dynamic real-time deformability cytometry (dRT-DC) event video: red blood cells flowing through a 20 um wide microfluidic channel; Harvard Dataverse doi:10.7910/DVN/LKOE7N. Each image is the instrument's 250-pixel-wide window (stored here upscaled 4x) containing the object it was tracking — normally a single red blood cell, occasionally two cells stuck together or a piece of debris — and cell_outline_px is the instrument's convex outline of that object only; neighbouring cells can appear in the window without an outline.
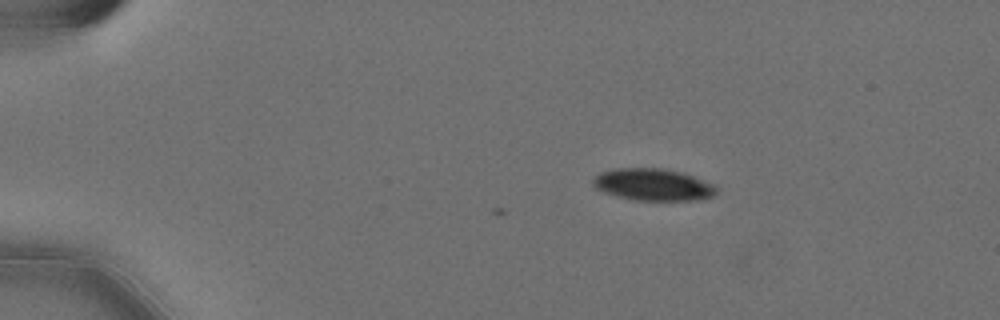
{"species": "Egyptian fruit bat (a non-hibernating species)", "species_latin": "Rousettus aegyptiacus", "temperature_condition": "cold", "stored_images_in_passage": 2, "camera_frame_rate_fps": 3000, "um_per_image_px": 0.085, "animal": {"sex": "female"}, "frame": {"image": 1, "passage_image": 2, "time_ms": 0.333, "image_size_px": [1000, 320], "cell_outline_px": [[716, 192], [712, 196], [692, 200], [632, 200], [604, 192], [596, 188], [592, 184], [592, 180], [600, 172], [616, 168], [664, 168], [684, 172], [712, 184], [716, 188]], "centroid_in_image_um": [55.47, 15.68], "position_along_channel_um": 29.5, "area_um2": 22.89}}